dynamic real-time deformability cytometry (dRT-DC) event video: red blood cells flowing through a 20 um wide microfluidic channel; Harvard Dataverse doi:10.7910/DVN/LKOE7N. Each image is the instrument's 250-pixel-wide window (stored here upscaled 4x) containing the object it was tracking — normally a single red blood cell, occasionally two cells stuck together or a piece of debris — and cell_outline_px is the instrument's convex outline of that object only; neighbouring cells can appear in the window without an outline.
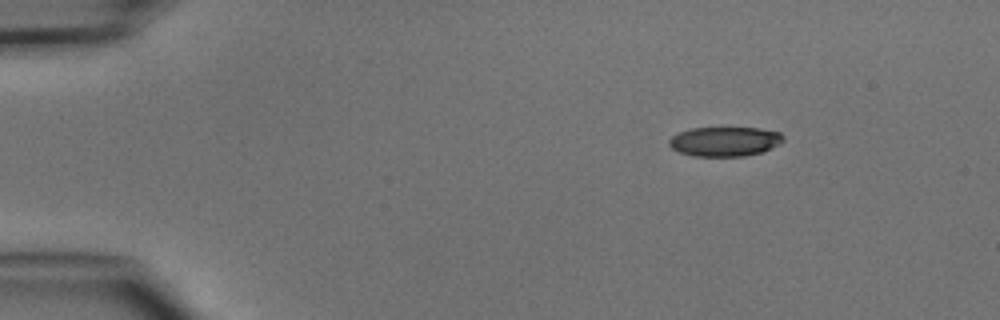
{"species": "common noctule bat (a hibernating species)", "species_latin": "Nyctalus noctula", "temperature_condition": "cold", "stored_images_in_passage": 3, "camera_frame_rate_fps": 3000, "um_per_image_px": 0.085, "animal": {"sex": "male", "body_mass_g": 15.6}, "frame": {"image": 1, "passage_image": 1, "time_ms": 0.0, "image_size_px": [1000, 320], "cell_outline_px": [[784, 140], [760, 152], [744, 156], [692, 156], [680, 152], [672, 148], [668, 144], [668, 140], [672, 136], [680, 132], [692, 128], [760, 128], [780, 132], [784, 136]], "centroid_in_image_um": [61.57, 12.02], "position_along_channel_um": 23.4, "area_um2": 19.42}}